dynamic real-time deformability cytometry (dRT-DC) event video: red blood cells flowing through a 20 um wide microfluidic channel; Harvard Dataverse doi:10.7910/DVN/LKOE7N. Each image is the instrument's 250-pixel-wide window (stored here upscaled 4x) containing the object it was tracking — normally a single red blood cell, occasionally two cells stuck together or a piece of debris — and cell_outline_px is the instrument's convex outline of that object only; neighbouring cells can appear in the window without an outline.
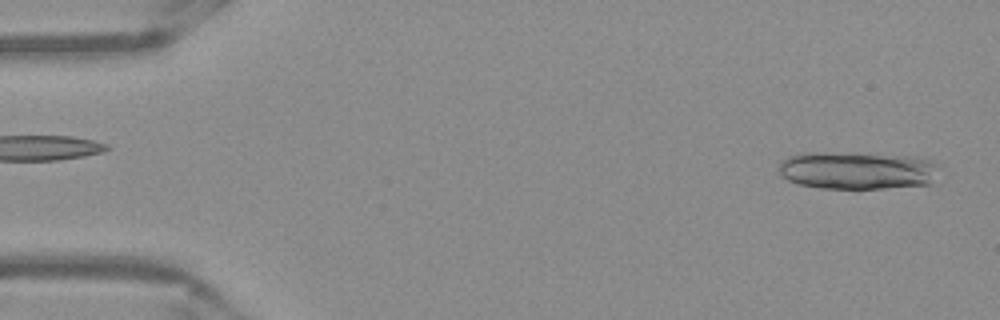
{"species": "Egyptian fruit bat (a non-hibernating species)", "species_latin": "Rousettus aegyptiacus", "temperature_condition": "warm", "stored_images_in_passage": 10, "camera_frame_rate_fps": 3000, "um_per_image_px": 0.085, "frame": {"image": 1, "passage_image": 1, "time_ms": 0.0, "image_size_px": [1000, 320], "cell_outline_px": [[936, 164], [932, 184], [884, 188], [820, 188], [800, 184], [788, 180], [780, 176], [780, 160], [788, 156], [800, 152], [824, 152], [916, 156], [928, 160]], "centroid_in_image_um": [72.8, 14.47], "position_along_channel_um": 12.2, "area_um2": 35.14}}